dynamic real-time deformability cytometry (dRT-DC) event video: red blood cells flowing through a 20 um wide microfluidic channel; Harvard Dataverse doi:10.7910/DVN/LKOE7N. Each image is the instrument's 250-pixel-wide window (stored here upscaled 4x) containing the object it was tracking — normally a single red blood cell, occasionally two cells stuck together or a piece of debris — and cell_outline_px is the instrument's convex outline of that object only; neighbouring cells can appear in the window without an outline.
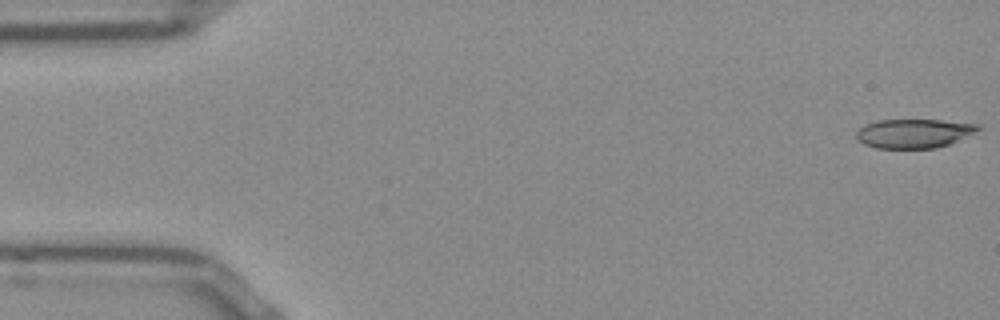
{"species": "Egyptian fruit bat (a non-hibernating species)", "species_latin": "Rousettus aegyptiacus", "temperature_condition": "room temperature", "stored_images_in_passage": 47, "camera_frame_rate_fps": 3000, "um_per_image_px": 0.085, "frame": {"image": 1, "passage_image": 1, "time_ms": 0.0, "image_size_px": [1000, 320], "cell_outline_px": [[984, 128], [948, 144], [936, 148], [876, 148], [864, 144], [856, 136], [856, 132], [864, 124], [880, 120], [940, 120], [980, 124]], "centroid_in_image_um": [77.7, 11.33], "position_along_channel_um": 7.3, "area_um2": 20.52}}
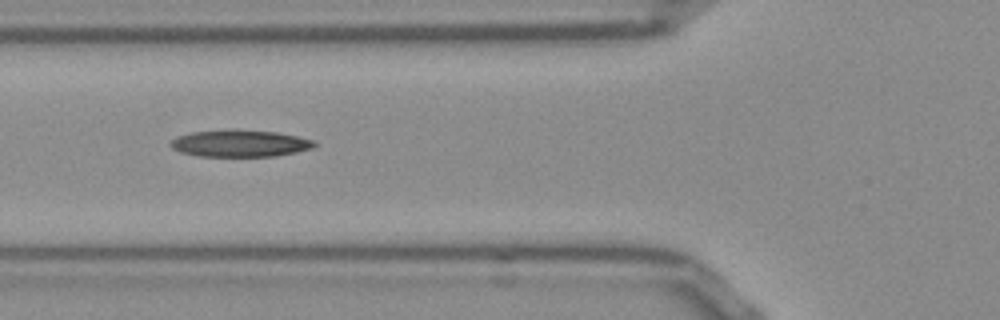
{"frame": {"image": 2, "passage_image": 19, "time_ms": 6.0, "image_size_px": [1000, 320], "cell_outline_px": [[316, 144], [312, 148], [296, 152], [276, 156], [196, 156], [180, 152], [172, 148], [168, 144], [176, 136], [192, 132], [236, 128], [276, 132], [296, 136], [312, 140]], "centroid_in_image_um": [20.34, 12.17], "position_along_channel_um": 105.5, "area_um2": 22.77}}
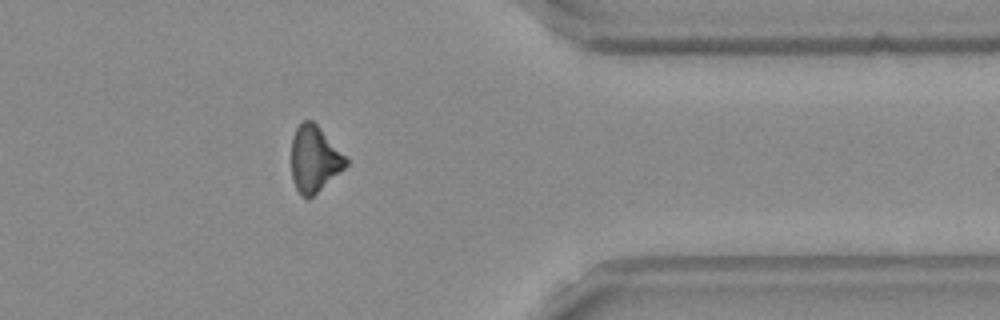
{"frame": {"image": 3, "passage_image": 42, "time_ms": 13.667, "image_size_px": [1000, 320], "cell_outline_px": [[348, 164], [344, 168], [308, 200], [300, 196], [292, 180], [292, 136], [296, 128], [304, 120], [312, 120], [316, 124], [348, 160]], "centroid_in_image_um": [26.69, 13.54], "position_along_channel_um": 384.7, "area_um2": 20.69}}